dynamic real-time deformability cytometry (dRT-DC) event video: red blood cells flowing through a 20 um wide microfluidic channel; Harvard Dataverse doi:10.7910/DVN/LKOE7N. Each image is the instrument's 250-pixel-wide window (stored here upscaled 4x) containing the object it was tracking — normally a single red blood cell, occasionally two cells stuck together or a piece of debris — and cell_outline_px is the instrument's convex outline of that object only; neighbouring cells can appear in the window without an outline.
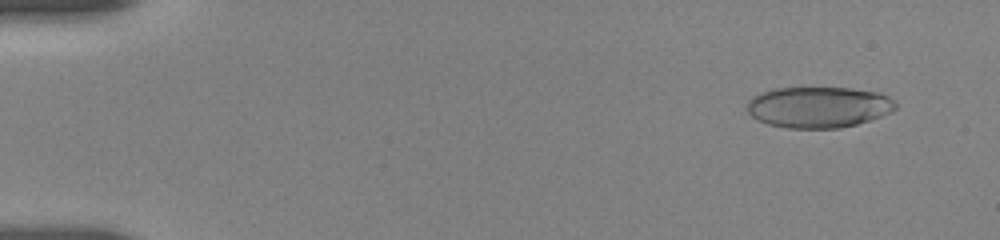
{"species": "human", "species_latin": "Homo sapiens", "temperature_condition": "room temperature", "stored_images_in_passage": 23, "camera_frame_rate_fps": 3000, "um_per_image_px": 0.085, "donor": {"sex": "female"}, "frame": {"image": 1, "passage_image": 3, "time_ms": 0.667, "image_size_px": [1000, 240], "cell_outline_px": [[896, 108], [880, 116], [856, 124], [840, 128], [788, 128], [768, 124], [752, 116], [748, 112], [748, 100], [752, 96], [760, 92], [772, 88], [852, 88], [880, 92], [888, 96], [896, 104]], "centroid_in_image_um": [69.55, 9.09], "position_along_channel_um": 15.4, "area_um2": 35.43}}
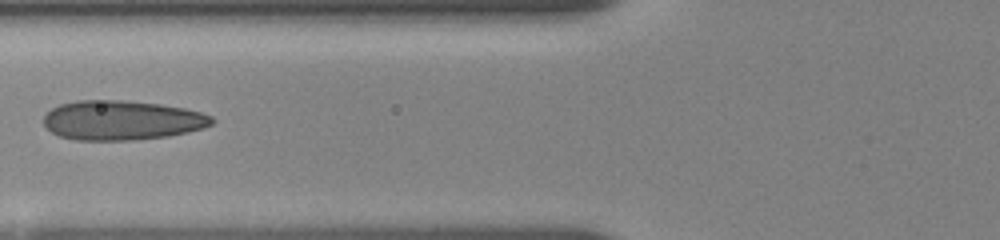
{"frame": {"image": 2, "passage_image": 18, "time_ms": 6.667, "image_size_px": [1000, 240], "cell_outline_px": [[216, 120], [212, 124], [204, 128], [188, 132], [168, 136], [132, 140], [76, 140], [60, 136], [52, 132], [44, 124], [44, 116], [52, 108], [60, 104], [76, 100], [120, 100], [160, 104], [184, 108], [200, 112], [212, 116]], "centroid_in_image_um": [10.38, 10.22], "position_along_channel_um": 115.4, "area_um2": 38.78}}
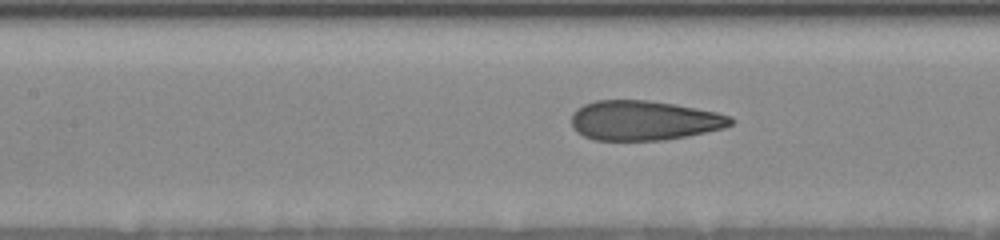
{"frame": {"image": 3, "passage_image": 21, "time_ms": 7.667, "image_size_px": [1000, 240], "cell_outline_px": [[736, 120], [732, 124], [724, 128], [664, 140], [592, 140], [576, 132], [572, 128], [572, 112], [576, 108], [584, 104], [596, 100], [648, 100], [676, 104], [716, 112], [732, 116]], "centroid_in_image_um": [54.72, 10.23], "position_along_channel_um": 152.7, "area_um2": 37.05}}